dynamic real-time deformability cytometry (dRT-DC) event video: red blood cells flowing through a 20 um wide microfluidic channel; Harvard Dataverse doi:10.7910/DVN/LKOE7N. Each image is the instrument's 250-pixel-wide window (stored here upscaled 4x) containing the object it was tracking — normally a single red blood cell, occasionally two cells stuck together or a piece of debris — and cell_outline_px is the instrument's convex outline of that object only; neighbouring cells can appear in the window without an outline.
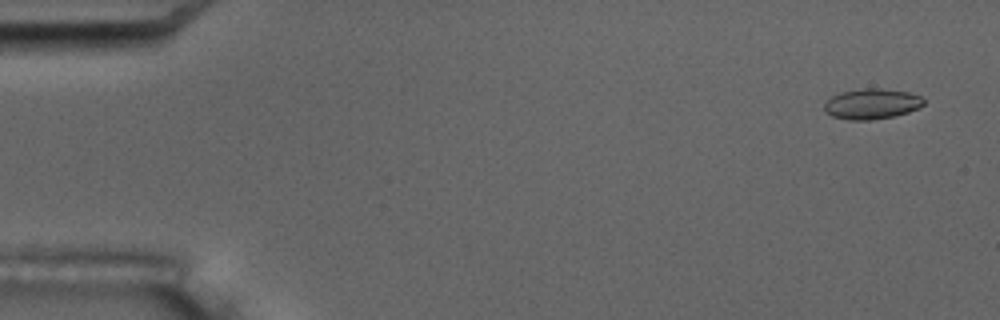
{"species": "common noctule bat (a hibernating species)", "species_latin": "Nyctalus noctula", "temperature_condition": "room temperature", "stored_images_in_passage": 3, "camera_frame_rate_fps": 3000, "um_per_image_px": 0.085, "animal": {"sex": "male", "body_mass_g": 17.5, "forearm_length_mm": 52.3}, "frame": {"image": 1, "passage_image": 1, "time_ms": 0.0, "image_size_px": [1000, 320], "cell_outline_px": [[924, 104], [920, 108], [908, 112], [892, 116], [872, 120], [848, 120], [832, 116], [824, 112], [824, 104], [832, 96], [840, 92], [864, 88], [880, 88], [908, 92], [920, 96], [924, 100]], "centroid_in_image_um": [74.09, 8.83], "position_along_channel_um": 10.9, "area_um2": 17.69}}